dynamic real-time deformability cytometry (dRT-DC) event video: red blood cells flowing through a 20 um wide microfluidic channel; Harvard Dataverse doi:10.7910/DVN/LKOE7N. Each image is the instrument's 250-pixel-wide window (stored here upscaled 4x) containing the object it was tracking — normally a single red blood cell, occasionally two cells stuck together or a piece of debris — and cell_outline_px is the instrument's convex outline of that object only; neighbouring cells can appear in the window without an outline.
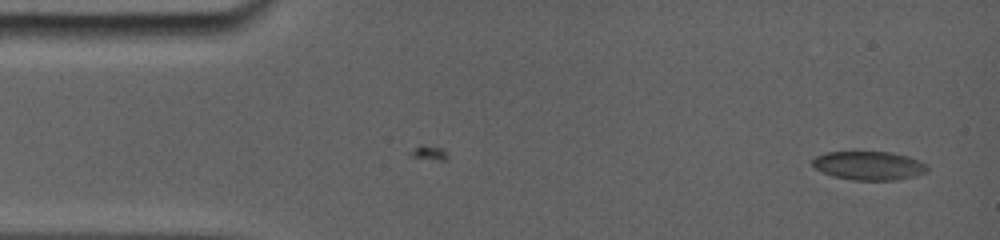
{"species": "common noctule bat (a hibernating species)", "species_latin": "Nyctalus noctula", "temperature_condition": "room temperature", "stored_images_in_passage": 22, "camera_frame_rate_fps": 5000, "um_per_image_px": 0.085, "animal": {"sex": "female", "body_mass_g": 19.0, "forearm_length_mm": 56.7}, "frame": {"image": 1, "passage_image": 1, "time_ms": 0.0, "image_size_px": [1000, 240], "cell_outline_px": [[928, 168], [920, 172], [908, 176], [892, 180], [856, 180], [836, 176], [824, 172], [816, 168], [812, 164], [812, 160], [820, 156], [832, 152], [880, 152], [900, 156], [912, 160]], "centroid_in_image_um": [73.7, 14.09], "position_along_channel_um": 11.3, "area_um2": 17.63}}
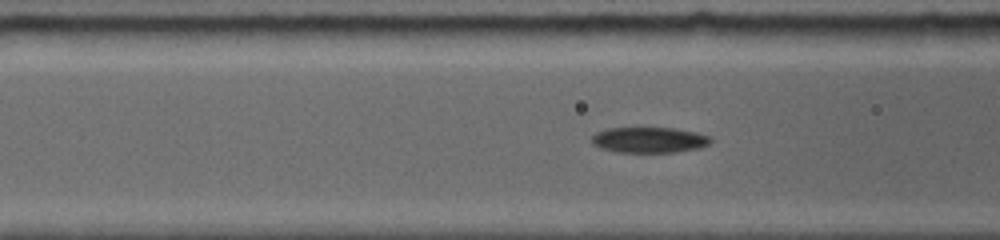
{"frame": {"image": 2, "passage_image": 13, "time_ms": 5.4, "image_size_px": [1000, 240], "cell_outline_px": [[712, 140], [708, 144], [696, 148], [672, 152], [620, 152], [604, 148], [596, 144], [592, 140], [592, 136], [596, 132], [608, 128], [672, 128], [692, 132], [708, 136]], "centroid_in_image_um": [55.16, 11.88], "position_along_channel_um": 111.4, "area_um2": 17.17}}
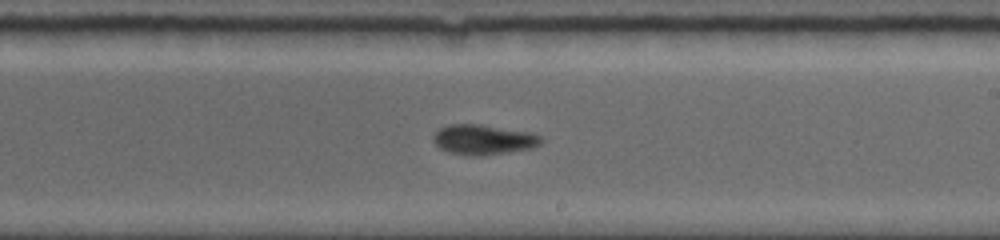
{"frame": {"image": 3, "passage_image": 22, "time_ms": 9.0, "image_size_px": [1000, 240], "cell_outline_px": [[544, 140], [540, 144], [532, 148], [484, 156], [476, 156], [448, 152], [440, 148], [432, 140], [432, 136], [440, 128], [448, 124], [480, 124], [528, 132], [544, 136]], "centroid_in_image_um": [41.1, 11.87], "position_along_channel_um": 247.9, "area_um2": 18.96}}